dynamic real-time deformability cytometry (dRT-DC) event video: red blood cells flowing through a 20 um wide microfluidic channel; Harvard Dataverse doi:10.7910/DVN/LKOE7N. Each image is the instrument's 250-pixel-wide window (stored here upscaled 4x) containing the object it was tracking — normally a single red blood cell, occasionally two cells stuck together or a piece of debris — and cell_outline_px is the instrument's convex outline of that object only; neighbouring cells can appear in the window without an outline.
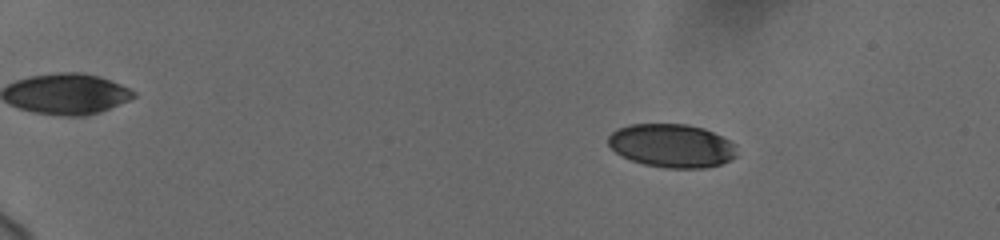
{"species": "human", "species_latin": "Homo sapiens", "temperature_condition": "cold", "stored_images_in_passage": 53, "camera_frame_rate_fps": 3000, "um_per_image_px": 0.085, "donor": {"sex": "female"}, "frame": {"image": 1, "passage_image": 5, "time_ms": 1.333, "image_size_px": [1000, 240], "cell_outline_px": [[736, 156], [720, 164], [704, 168], [664, 168], [644, 164], [632, 160], [616, 152], [608, 144], [608, 136], [616, 128], [628, 124], [688, 124], [704, 128], [736, 144]], "centroid_in_image_um": [57.09, 12.37], "position_along_channel_um": 27.9, "area_um2": 32.54}}
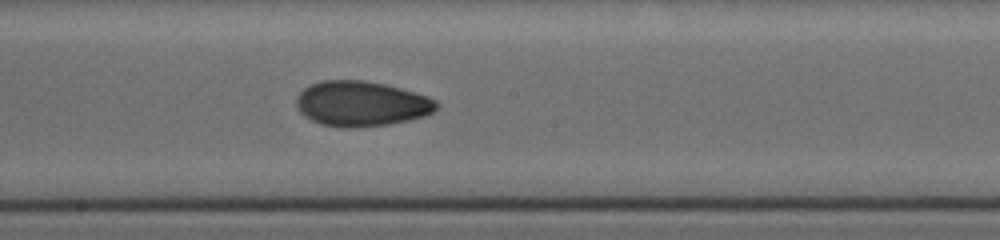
{"frame": {"image": 2, "passage_image": 30, "time_ms": 9.667, "image_size_px": [1000, 240], "cell_outline_px": [[440, 104], [432, 112], [424, 116], [408, 120], [388, 124], [320, 124], [304, 116], [300, 112], [296, 104], [296, 96], [304, 88], [312, 84], [324, 80], [360, 80], [384, 84], [400, 88], [428, 96], [436, 100]], "centroid_in_image_um": [30.73, 8.76], "position_along_channel_um": 217.5, "area_um2": 35.72}}
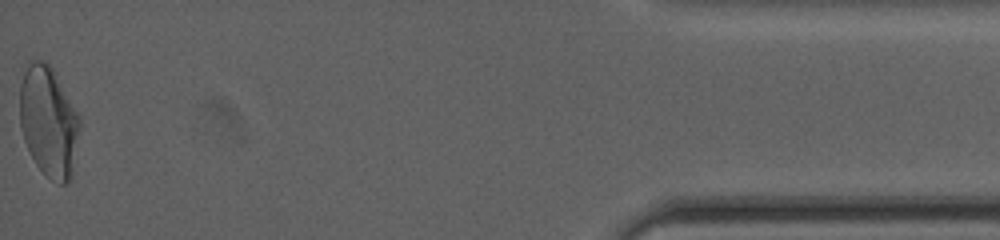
{"frame": {"image": 3, "passage_image": 53, "time_ms": 17.333, "image_size_px": [1000, 240], "cell_outline_px": [[80, 128], [72, 176], [64, 184], [60, 184], [44, 176], [36, 164], [24, 140], [20, 128], [20, 84], [28, 60], [44, 60], [56, 72], [80, 116]], "centroid_in_image_um": [4.14, 10.32], "position_along_channel_um": 431.1, "area_um2": 39.07}, "authors_computed_cell_mechanics": {"area_um2": 35.6048, "velocity_mm_per_s": 3.7045, "shape_relaxation_time_tau1_ms": null, "shape_relaxation_time_tau2_ms": 2.6346, "deformation_change_tau1": null, "deformation_change_tau2": 0.0682}}